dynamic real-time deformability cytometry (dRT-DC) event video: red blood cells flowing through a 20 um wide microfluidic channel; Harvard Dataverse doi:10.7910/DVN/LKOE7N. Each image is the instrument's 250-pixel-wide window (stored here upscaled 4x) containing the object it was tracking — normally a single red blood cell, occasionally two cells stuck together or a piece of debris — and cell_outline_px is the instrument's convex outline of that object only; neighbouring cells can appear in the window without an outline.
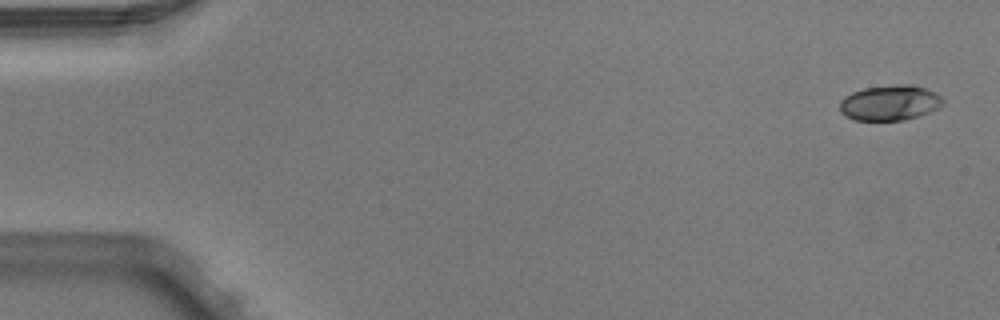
{"species": "Egyptian fruit bat (a non-hibernating species)", "species_latin": "Rousettus aegyptiacus", "temperature_condition": "warm", "stored_images_in_passage": 6, "camera_frame_rate_fps": 3000, "um_per_image_px": 0.085, "animal": {"sex": "male"}, "frame": {"image": 1, "passage_image": 1, "time_ms": 0.0, "image_size_px": [1000, 320], "cell_outline_px": [[944, 104], [928, 112], [904, 120], [856, 120], [840, 112], [840, 100], [844, 96], [852, 92], [864, 88], [904, 84], [912, 84], [936, 92], [944, 100]], "centroid_in_image_um": [75.63, 8.73], "position_along_channel_um": 9.4, "area_um2": 21.04}}
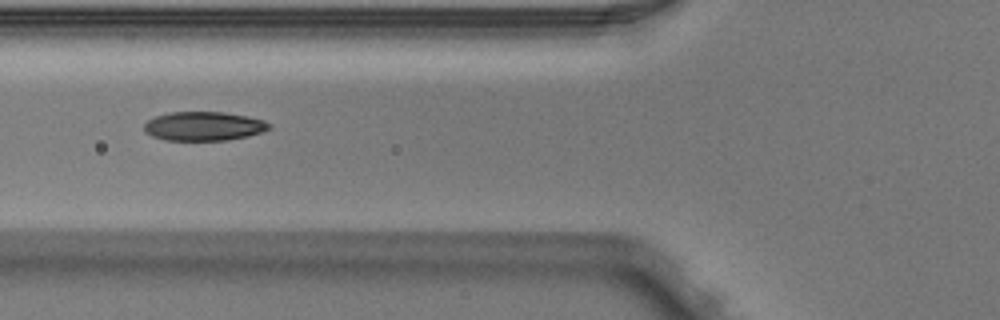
{"frame": {"image": 2, "passage_image": 6, "time_ms": 1.667, "image_size_px": [1000, 320], "cell_outline_px": [[272, 128], [248, 136], [228, 140], [164, 140], [152, 136], [144, 132], [144, 124], [148, 120], [156, 116], [168, 112], [224, 112], [248, 116], [264, 120], [272, 124]], "centroid_in_image_um": [17.33, 10.72], "position_along_channel_um": 108.5, "area_um2": 21.27}}